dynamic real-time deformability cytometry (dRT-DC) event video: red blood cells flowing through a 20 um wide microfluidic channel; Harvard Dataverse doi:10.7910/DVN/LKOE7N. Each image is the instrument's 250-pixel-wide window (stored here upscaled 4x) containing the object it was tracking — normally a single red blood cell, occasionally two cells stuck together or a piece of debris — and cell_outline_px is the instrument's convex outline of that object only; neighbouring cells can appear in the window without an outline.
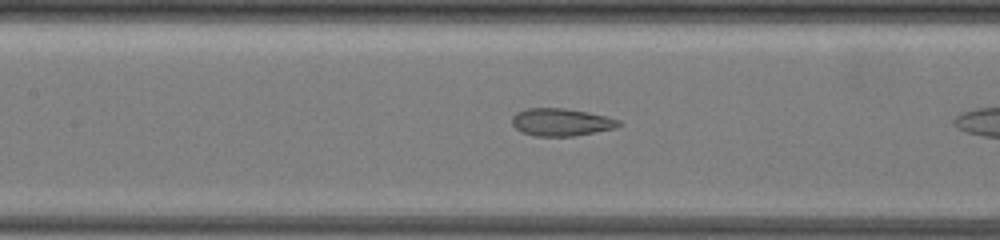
{"species": "common noctule bat (a hibernating species)", "species_latin": "Nyctalus noctula", "temperature_condition": "warm", "stored_images_in_passage": 39, "camera_frame_rate_fps": 3000, "um_per_image_px": 0.085, "animal": {"sex": "female", "body_mass_g": 19.5, "forearm_length_mm": 54.1}, "frame": {"image": 1, "passage_image": 20, "time_ms": 6.667, "image_size_px": [1000, 240], "cell_outline_px": [[624, 124], [616, 128], [596, 132], [572, 136], [536, 136], [520, 132], [512, 124], [512, 116], [516, 112], [528, 108], [564, 108], [588, 112], [608, 116], [620, 120]], "centroid_in_image_um": [47.73, 10.38], "position_along_channel_um": 159.7, "area_um2": 17.34}}
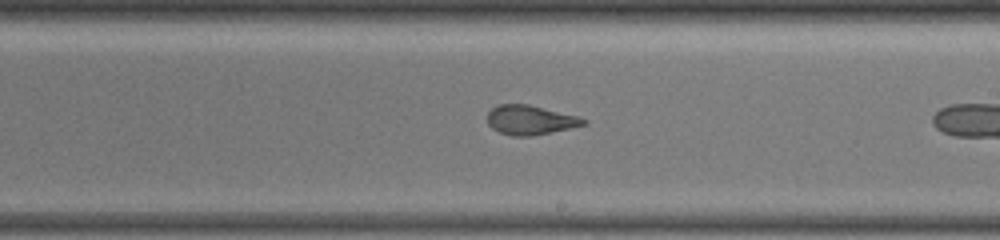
{"frame": {"image": 2, "passage_image": 27, "time_ms": 9.0, "image_size_px": [1000, 240], "cell_outline_px": [[588, 124], [552, 132], [528, 136], [512, 136], [500, 132], [492, 128], [488, 124], [488, 112], [496, 104], [528, 104], [580, 116], [588, 120]], "centroid_in_image_um": [45.1, 10.19], "position_along_channel_um": 243.9, "area_um2": 16.59}}
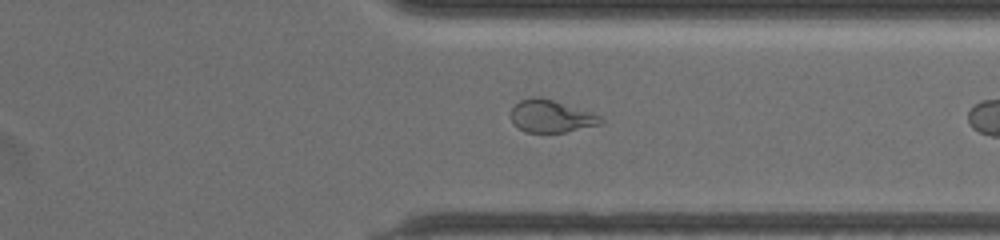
{"frame": {"image": 3, "passage_image": 37, "time_ms": 12.333, "image_size_px": [1000, 240], "cell_outline_px": [[604, 124], [564, 132], [524, 132], [516, 128], [512, 124], [512, 108], [520, 100], [532, 96], [540, 96], [592, 112], [600, 116], [604, 120]], "centroid_in_image_um": [46.85, 9.88], "position_along_channel_um": 364.6, "area_um2": 17.17}}